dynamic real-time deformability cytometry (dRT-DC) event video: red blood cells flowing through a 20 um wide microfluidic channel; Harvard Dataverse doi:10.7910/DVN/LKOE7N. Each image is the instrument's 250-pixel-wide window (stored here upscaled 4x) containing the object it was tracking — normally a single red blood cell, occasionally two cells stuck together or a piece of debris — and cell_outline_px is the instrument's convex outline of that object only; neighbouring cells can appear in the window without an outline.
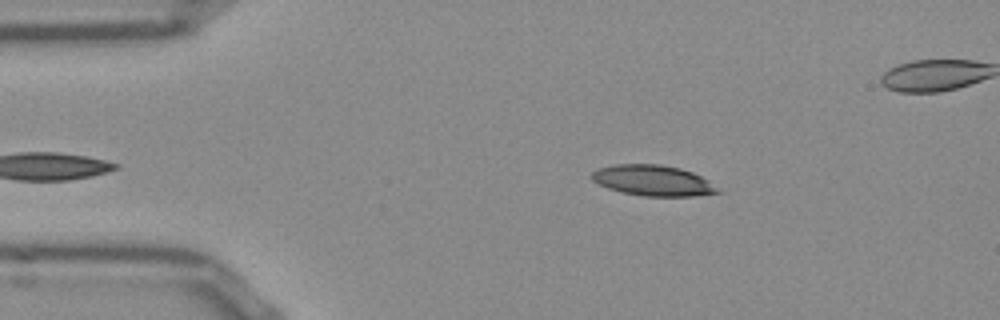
{"species": "Egyptian fruit bat (a non-hibernating species)", "species_latin": "Rousettus aegyptiacus", "temperature_condition": "room temperature", "stored_images_in_passage": 40, "camera_frame_rate_fps": 3000, "um_per_image_px": 0.085, "frame": {"image": 1, "passage_image": 3, "time_ms": 0.667, "image_size_px": [1000, 320], "cell_outline_px": [[724, 192], [692, 196], [644, 196], [620, 192], [608, 188], [592, 180], [592, 172], [600, 168], [612, 164], [660, 164], [680, 168], [692, 172], [708, 180]], "centroid_in_image_um": [55.52, 15.34], "position_along_channel_um": 29.5, "area_um2": 22.54}}
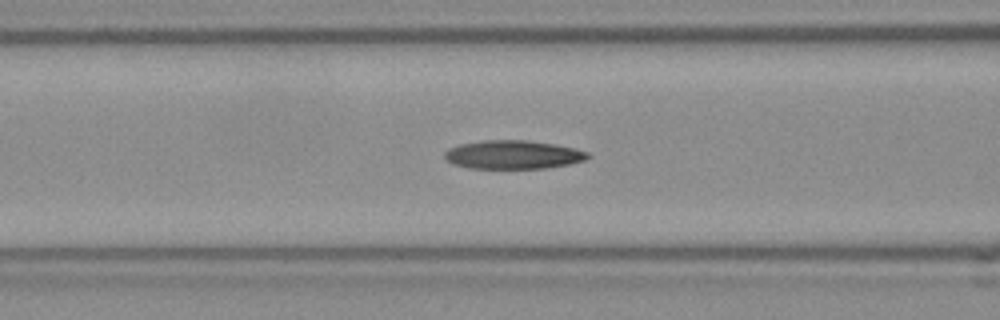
{"frame": {"image": 2, "passage_image": 14, "time_ms": 4.333, "image_size_px": [1000, 320], "cell_outline_px": [[592, 156], [584, 160], [568, 164], [544, 168], [468, 168], [456, 164], [448, 160], [444, 156], [444, 152], [448, 148], [460, 144], [484, 140], [528, 140], [556, 144], [588, 152]], "centroid_in_image_um": [43.61, 13.14], "position_along_channel_um": 123.0, "area_um2": 23.7}}
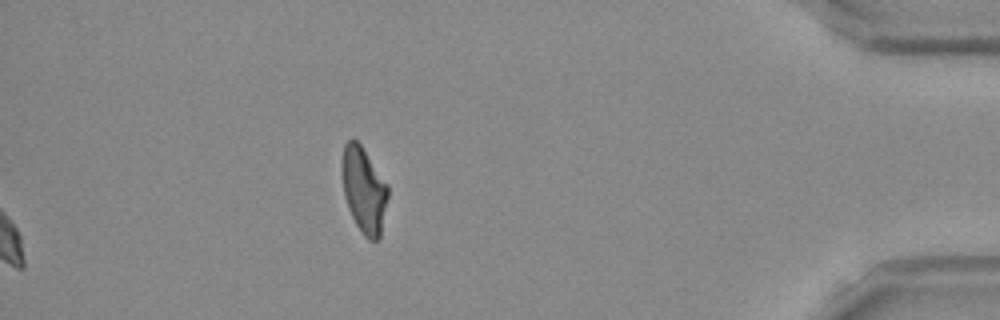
{"frame": {"image": 3, "passage_image": 40, "time_ms": 13.0, "image_size_px": [1000, 320], "cell_outline_px": [[388, 196], [380, 236], [376, 240], [368, 240], [364, 236], [356, 224], [348, 208], [344, 196], [340, 168], [340, 160], [344, 144], [352, 136], [360, 144], [388, 184]], "centroid_in_image_um": [30.89, 16.1], "position_along_channel_um": 404.3, "area_um2": 23.24}, "authors_computed_cell_mechanics": {"area_um2": 23.3512, "velocity_mm_per_s": 3.836, "shape_relaxation_time_tau1_ms": null, "shape_relaxation_time_tau2_ms": 6.2146, "deformation_change_tau1": null, "deformation_change_tau2": 0.158}}